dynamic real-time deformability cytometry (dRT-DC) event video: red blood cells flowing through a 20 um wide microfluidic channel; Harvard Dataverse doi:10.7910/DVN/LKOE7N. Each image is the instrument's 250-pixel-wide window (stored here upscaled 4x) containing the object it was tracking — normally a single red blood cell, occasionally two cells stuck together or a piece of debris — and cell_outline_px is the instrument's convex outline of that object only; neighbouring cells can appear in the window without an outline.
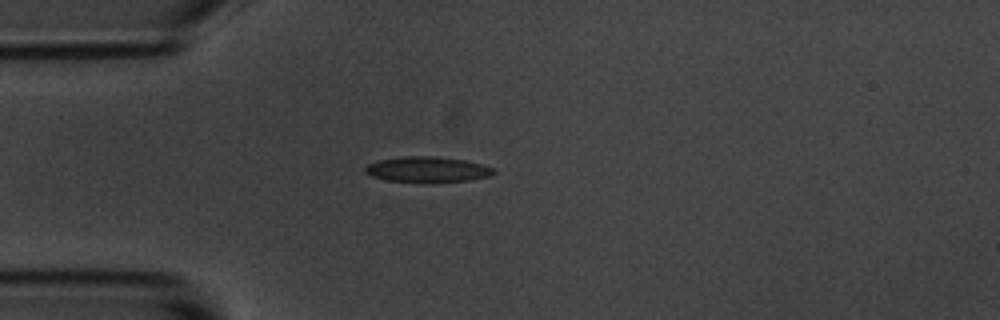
{"species": "common noctule bat (a hibernating species)", "species_latin": "Nyctalus noctula", "temperature_condition": "room temperature", "stored_images_in_passage": 2, "camera_frame_rate_fps": 3000, "um_per_image_px": 0.085, "animal": {"sex": "male", "body_mass_g": 20.1, "forearm_length_mm": 53.5}, "frame": {"image": 1, "passage_image": 1, "time_ms": 0.0, "image_size_px": [1000, 320], "cell_outline_px": [[496, 172], [488, 176], [468, 180], [432, 184], [424, 184], [388, 180], [372, 176], [364, 172], [364, 168], [368, 164], [376, 160], [404, 156], [436, 156], [464, 160], [480, 164], [492, 168]], "centroid_in_image_um": [36.28, 14.42], "position_along_channel_um": 48.7, "area_um2": 19.54}}